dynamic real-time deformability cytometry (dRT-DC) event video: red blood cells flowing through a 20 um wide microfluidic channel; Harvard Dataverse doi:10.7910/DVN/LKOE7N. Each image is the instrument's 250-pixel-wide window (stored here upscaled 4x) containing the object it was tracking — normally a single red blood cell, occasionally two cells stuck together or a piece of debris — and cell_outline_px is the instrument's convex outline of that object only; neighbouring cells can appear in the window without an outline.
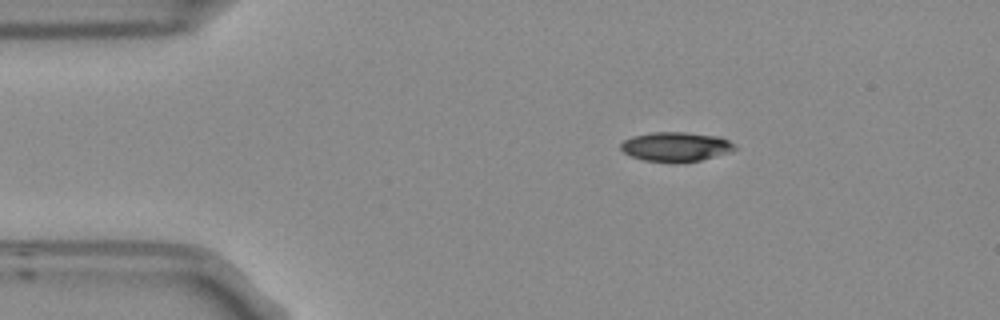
{"species": "Egyptian fruit bat (a non-hibernating species)", "species_latin": "Rousettus aegyptiacus", "temperature_condition": "room temperature", "stored_images_in_passage": 3, "camera_frame_rate_fps": 3000, "um_per_image_px": 0.085, "frame": {"image": 1, "passage_image": 2, "time_ms": 0.333, "image_size_px": [1000, 320], "cell_outline_px": [[736, 148], [728, 152], [700, 160], [676, 164], [644, 160], [632, 156], [624, 152], [620, 148], [620, 144], [624, 140], [632, 136], [652, 132], [684, 132], [720, 136], [728, 140]], "centroid_in_image_um": [57.41, 12.48], "position_along_channel_um": 27.6, "area_um2": 19.59}}